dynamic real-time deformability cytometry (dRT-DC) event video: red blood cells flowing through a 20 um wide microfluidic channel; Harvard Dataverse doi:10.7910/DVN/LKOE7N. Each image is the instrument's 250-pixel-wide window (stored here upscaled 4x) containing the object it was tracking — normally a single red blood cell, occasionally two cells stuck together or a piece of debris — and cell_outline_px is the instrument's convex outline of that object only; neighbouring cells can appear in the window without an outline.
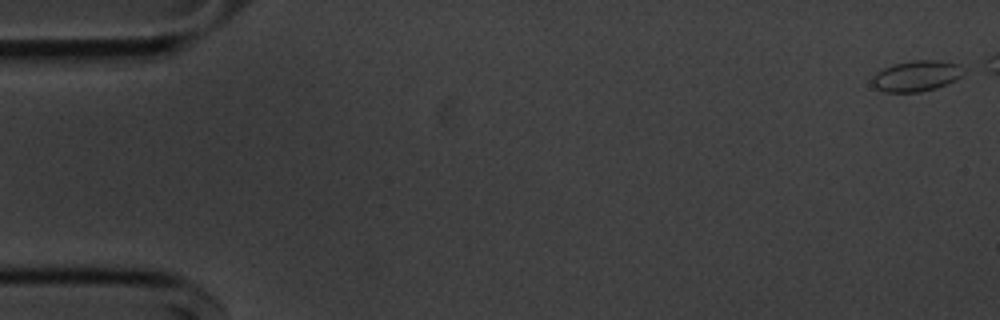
{"species": "common noctule bat (a hibernating species)", "species_latin": "Nyctalus noctula", "temperature_condition": "cold", "stored_images_in_passage": 48, "camera_frame_rate_fps": 3000, "um_per_image_px": 0.085, "animal": {"sex": "male", "body_mass_g": 20.1, "forearm_length_mm": 53.5}, "frame": {"image": 1, "passage_image": 1, "time_ms": 0.0, "image_size_px": [1000, 320], "cell_outline_px": [[964, 72], [960, 76], [936, 88], [920, 92], [884, 92], [876, 88], [872, 84], [872, 80], [876, 72], [884, 68], [896, 64], [912, 60], [940, 60], [960, 64]], "centroid_in_image_um": [77.88, 6.45], "position_along_channel_um": 7.1, "area_um2": 16.18}}
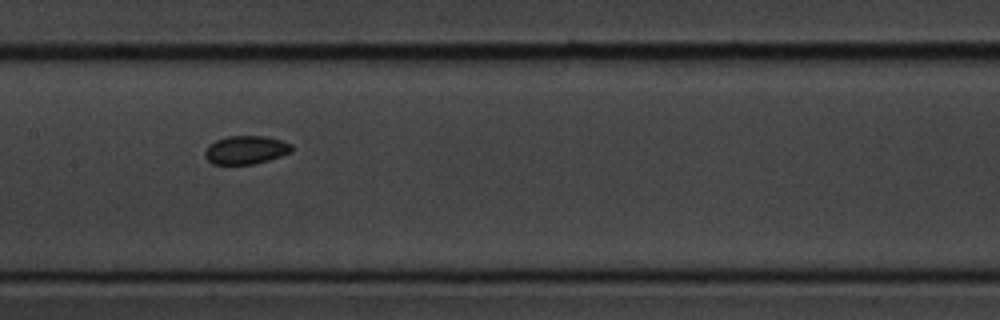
{"frame": {"image": 2, "passage_image": 27, "time_ms": 8.667, "image_size_px": [1000, 320], "cell_outline_px": [[292, 152], [256, 164], [212, 164], [204, 156], [204, 152], [208, 144], [216, 140], [228, 136], [264, 136], [280, 140], [292, 144]], "centroid_in_image_um": [20.88, 12.74], "position_along_channel_um": 186.5, "area_um2": 14.39}}
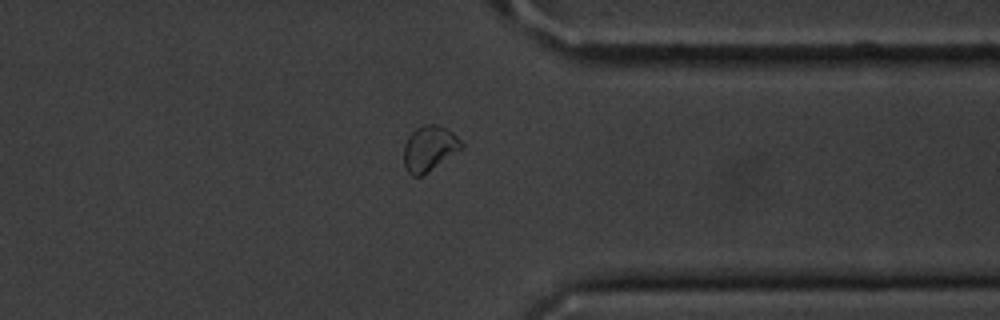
{"frame": {"image": 3, "passage_image": 43, "time_ms": 14.0, "image_size_px": [1000, 320], "cell_outline_px": [[464, 148], [428, 172], [420, 176], [412, 176], [404, 168], [404, 144], [408, 136], [416, 128], [424, 124], [436, 124], [448, 128], [464, 144]], "centroid_in_image_um": [36.5, 12.61], "position_along_channel_um": 374.9, "area_um2": 15.43}, "authors_computed_cell_mechanics": {"area_um2": 14.6234, "velocity_mm_per_s": 3.6234, "shape_relaxation_time_tau1_ms": 1.4655, "shape_relaxation_time_tau2_ms": 6.8964, "deformation_change_tau1": 0.0553, "deformation_change_tau2": 0.078}}